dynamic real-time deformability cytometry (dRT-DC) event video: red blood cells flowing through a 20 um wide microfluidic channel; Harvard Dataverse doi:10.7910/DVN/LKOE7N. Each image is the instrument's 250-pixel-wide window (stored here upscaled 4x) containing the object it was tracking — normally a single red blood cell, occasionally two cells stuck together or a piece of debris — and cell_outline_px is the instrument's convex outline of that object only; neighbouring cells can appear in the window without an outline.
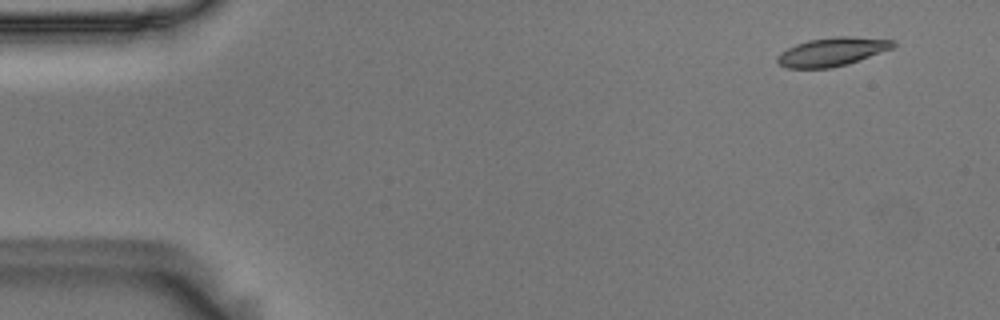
{"species": "Egyptian fruit bat (a non-hibernating species)", "species_latin": "Rousettus aegyptiacus", "temperature_condition": "room temperature", "stored_images_in_passage": 54, "camera_frame_rate_fps": 3000, "um_per_image_px": 0.085, "animal": {"sex": "male"}, "frame": {"image": 1, "passage_image": 2, "time_ms": 0.333, "image_size_px": [1000, 320], "cell_outline_px": [[896, 44], [892, 48], [848, 64], [832, 68], [788, 68], [780, 64], [776, 60], [776, 56], [780, 52], [796, 44], [808, 40], [836, 36], [852, 36], [896, 40]], "centroid_in_image_um": [70.73, 4.39], "position_along_channel_um": 14.3, "area_um2": 19.31}}
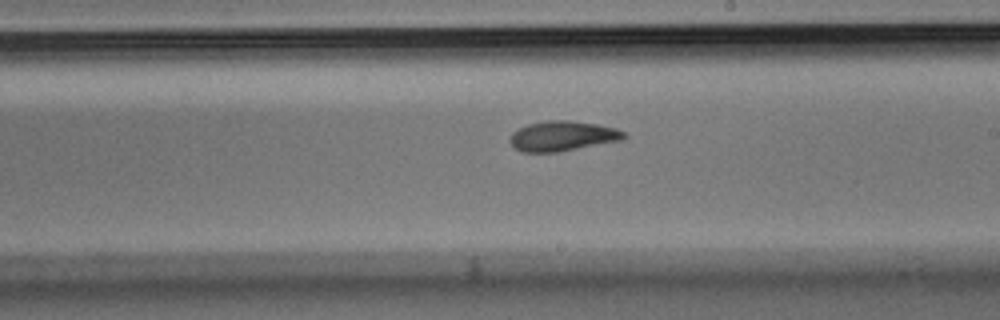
{"frame": {"image": 2, "passage_image": 30, "time_ms": 9.667, "image_size_px": [1000, 320], "cell_outline_px": [[628, 136], [624, 140], [556, 152], [520, 152], [508, 140], [512, 132], [528, 124], [544, 120], [568, 120], [596, 124], [616, 128], [624, 132]], "centroid_in_image_um": [47.82, 11.56], "position_along_channel_um": 241.2, "area_um2": 20.0}}
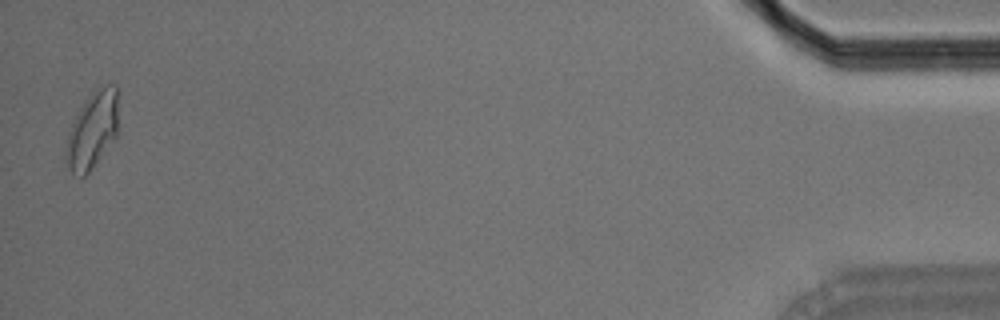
{"frame": {"image": 3, "passage_image": 53, "time_ms": 17.333, "image_size_px": [1000, 320], "cell_outline_px": [[120, 92], [116, 136], [92, 168], [84, 176], [80, 176], [72, 172], [64, 164], [64, 148], [68, 132], [76, 112], [92, 92], [104, 84], [116, 84]], "centroid_in_image_um": [7.85, 11.01], "position_along_channel_um": 427.4, "area_um2": 24.1}, "authors_computed_cell_mechanics": {"area_um2": 19.8832, "velocity_mm_per_s": 3.6043, "shape_relaxation_time_tau1_ms": 9.8129, "shape_relaxation_time_tau2_ms": 3.7517, "deformation_change_tau1": 0.2303, "deformation_change_tau2": 0.1058}}